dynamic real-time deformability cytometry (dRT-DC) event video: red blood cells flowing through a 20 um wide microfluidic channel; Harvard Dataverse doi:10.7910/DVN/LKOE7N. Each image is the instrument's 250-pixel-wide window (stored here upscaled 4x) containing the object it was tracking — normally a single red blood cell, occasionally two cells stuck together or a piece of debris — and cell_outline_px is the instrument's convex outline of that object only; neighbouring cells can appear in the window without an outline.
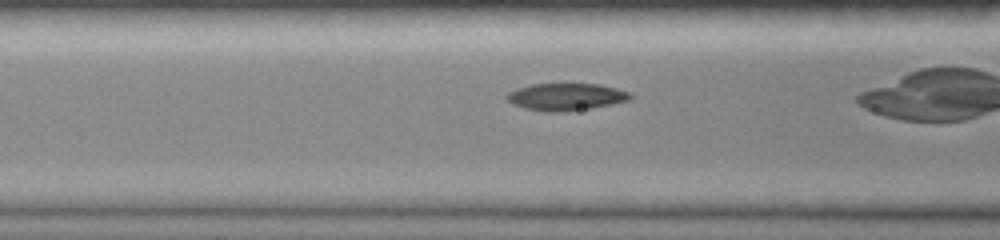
{"species": "common noctule bat (a hibernating species)", "species_latin": "Nyctalus noctula", "temperature_condition": "room temperature", "stored_images_in_passage": 24, "camera_frame_rate_fps": 3000, "um_per_image_px": 0.085, "animal": {"sex": "female", "body_mass_g": 19.0, "forearm_length_mm": 51.5}, "frame": {"image": 1, "passage_image": 4, "time_ms": 1.0, "image_size_px": [1000, 240], "cell_outline_px": [[632, 100], [592, 108], [560, 112], [544, 112], [524, 108], [512, 104], [504, 96], [508, 92], [516, 88], [532, 84], [568, 80], [600, 84], [616, 88], [628, 92], [632, 96]], "centroid_in_image_um": [48.09, 8.18], "position_along_channel_um": 118.5, "area_um2": 20.69}}
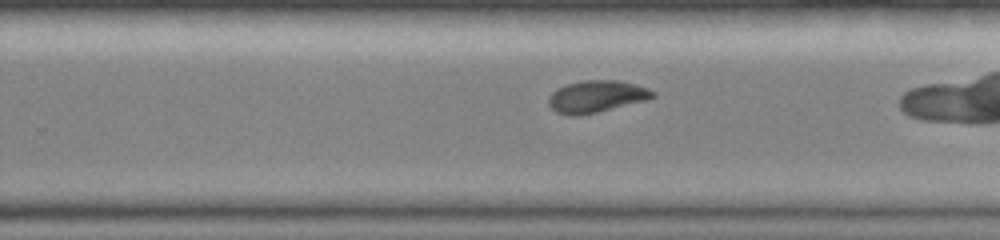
{"frame": {"image": 2, "passage_image": 14, "time_ms": 4.333, "image_size_px": [1000, 240], "cell_outline_px": [[656, 96], [648, 100], [596, 112], [576, 116], [568, 116], [556, 112], [548, 104], [548, 96], [556, 88], [568, 84], [584, 80], [620, 80], [648, 88], [656, 92]], "centroid_in_image_um": [50.7, 8.2], "position_along_channel_um": 279.1, "area_um2": 19.54}}
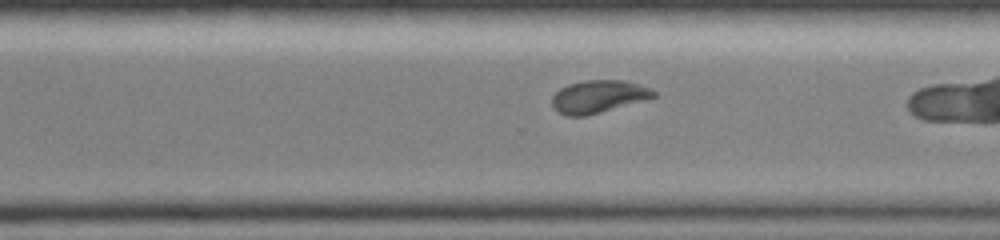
{"frame": {"image": 3, "passage_image": 17, "time_ms": 5.333, "image_size_px": [1000, 240], "cell_outline_px": [[656, 96], [600, 112], [584, 116], [568, 116], [556, 112], [552, 104], [552, 96], [560, 88], [568, 84], [584, 80], [624, 80], [648, 88], [656, 92]], "centroid_in_image_um": [50.79, 8.2], "position_along_channel_um": 319.8, "area_um2": 19.02}}